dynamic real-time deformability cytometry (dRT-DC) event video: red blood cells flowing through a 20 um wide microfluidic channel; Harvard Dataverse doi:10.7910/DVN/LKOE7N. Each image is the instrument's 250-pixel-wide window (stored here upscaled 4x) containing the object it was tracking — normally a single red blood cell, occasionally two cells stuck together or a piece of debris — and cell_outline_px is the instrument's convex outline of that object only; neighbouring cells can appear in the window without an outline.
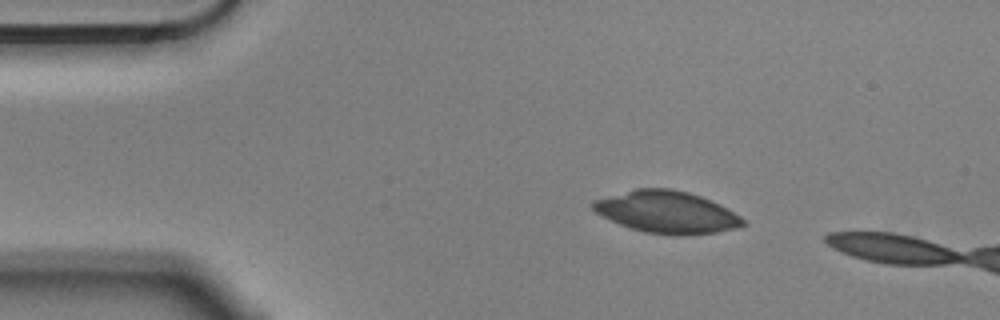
{"species": "Egyptian fruit bat (a non-hibernating species)", "species_latin": "Rousettus aegyptiacus", "temperature_condition": "cold", "stored_images_in_passage": 3, "camera_frame_rate_fps": 3000, "um_per_image_px": 0.085, "animal": {"sex": "male"}, "frame": {"image": 1, "passage_image": 1, "time_ms": 0.0, "image_size_px": [1000, 320], "cell_outline_px": [[748, 224], [740, 228], [716, 232], [684, 236], [672, 236], [644, 232], [620, 224], [596, 212], [592, 208], [592, 200], [636, 188], [672, 188], [688, 192], [700, 196], [720, 204], [740, 216]], "centroid_in_image_um": [56.72, 18.04], "position_along_channel_um": 28.3, "area_um2": 36.93}}